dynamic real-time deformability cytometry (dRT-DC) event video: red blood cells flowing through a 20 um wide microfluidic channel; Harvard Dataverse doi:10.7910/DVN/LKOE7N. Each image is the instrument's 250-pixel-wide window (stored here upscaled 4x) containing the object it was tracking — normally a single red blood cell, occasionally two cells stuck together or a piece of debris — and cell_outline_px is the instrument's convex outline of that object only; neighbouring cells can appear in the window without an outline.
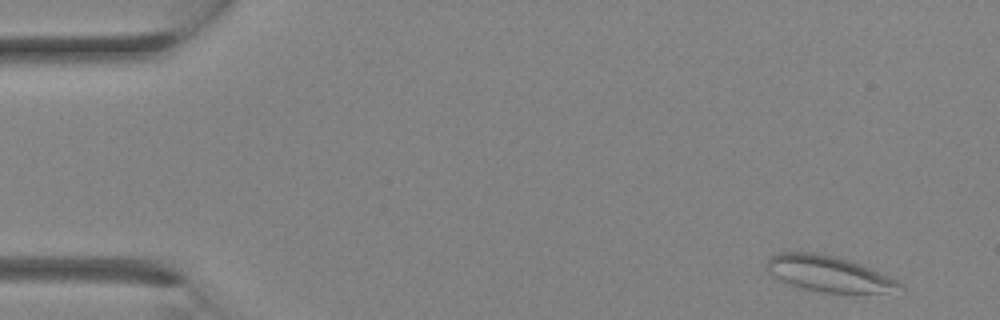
{"species": "Egyptian fruit bat (a non-hibernating species)", "species_latin": "Rousettus aegyptiacus", "temperature_condition": "room temperature", "stored_images_in_passage": 2, "camera_frame_rate_fps": 3000, "um_per_image_px": 0.085, "animal": {"sex": "female"}, "frame": {"image": 1, "passage_image": 1, "time_ms": 0.0, "image_size_px": [1000, 320], "cell_outline_px": [[904, 288], [884, 292], [824, 292], [804, 288], [780, 280], [768, 272], [764, 268], [764, 264], [772, 256], [780, 252], [812, 252], [836, 256], [860, 264], [888, 276], [896, 280]], "centroid_in_image_um": [70.37, 23.24], "position_along_channel_um": 14.6, "area_um2": 27.17}}
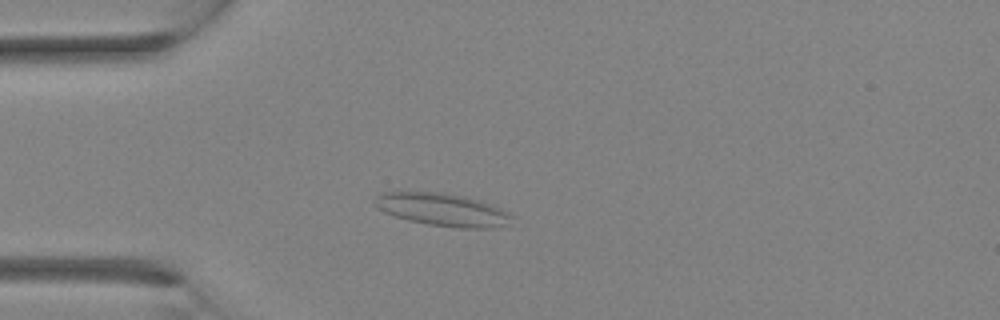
{"frame": {"image": 2, "passage_image": 2, "time_ms": 2.0, "image_size_px": [1000, 320], "cell_outline_px": [[516, 216], [496, 228], [460, 228], [428, 224], [408, 220], [384, 212], [380, 208], [376, 196], [380, 192], [444, 192], [464, 196], [480, 200], [492, 204]], "centroid_in_image_um": [37.67, 17.81], "position_along_channel_um": 47.3, "area_um2": 25.84}}